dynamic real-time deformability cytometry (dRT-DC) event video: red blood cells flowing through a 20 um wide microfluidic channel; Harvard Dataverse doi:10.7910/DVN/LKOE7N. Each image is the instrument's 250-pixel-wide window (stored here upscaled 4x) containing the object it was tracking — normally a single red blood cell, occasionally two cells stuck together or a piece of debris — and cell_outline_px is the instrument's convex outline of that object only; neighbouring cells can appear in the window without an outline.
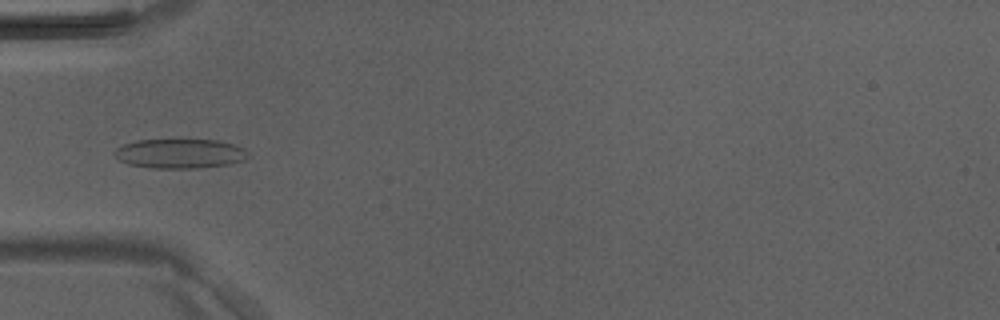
{"species": "Egyptian fruit bat (a non-hibernating species)", "species_latin": "Rousettus aegyptiacus", "temperature_condition": "room temperature", "stored_images_in_passage": 46, "camera_frame_rate_fps": 3000, "um_per_image_px": 0.085, "animal": {"sex": "male"}, "frame": {"image": 1, "passage_image": 15, "time_ms": 4.667, "image_size_px": [1000, 320], "cell_outline_px": [[248, 156], [244, 160], [228, 164], [200, 168], [152, 168], [128, 164], [120, 160], [112, 152], [116, 148], [124, 144], [136, 140], [220, 140], [244, 148], [248, 152]], "centroid_in_image_um": [15.29, 13.05], "position_along_channel_um": 69.7, "area_um2": 22.95}}
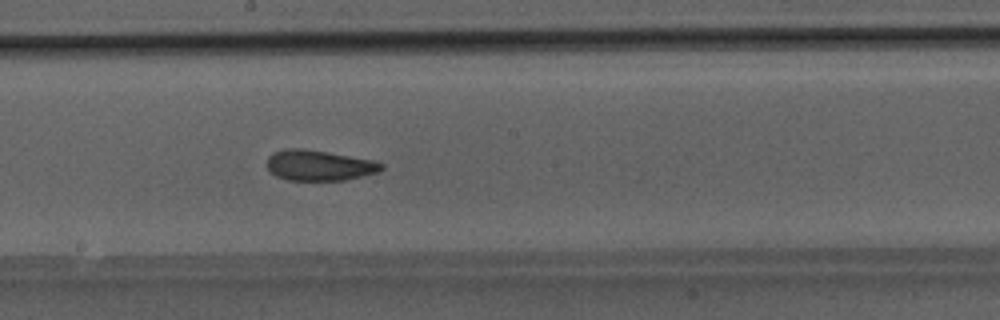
{"frame": {"image": 2, "passage_image": 25, "time_ms": 8.0, "image_size_px": [1000, 320], "cell_outline_px": [[384, 168], [380, 172], [344, 180], [288, 180], [276, 176], [268, 168], [268, 156], [272, 152], [288, 148], [300, 148], [372, 160], [384, 164]], "centroid_in_image_um": [27.13, 14.06], "position_along_channel_um": 221.1, "area_um2": 20.11}}
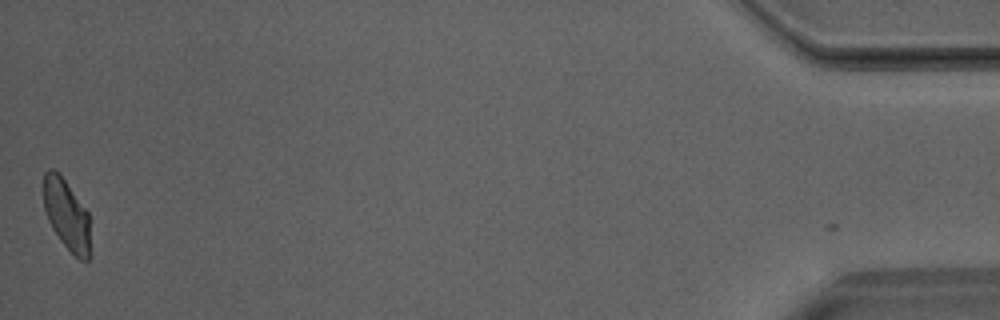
{"frame": {"image": 3, "passage_image": 45, "time_ms": 14.667, "image_size_px": [1000, 320], "cell_outline_px": [[88, 260], [80, 260], [60, 240], [52, 228], [48, 220], [44, 208], [44, 172], [48, 168], [52, 168], [64, 180], [88, 212]], "centroid_in_image_um": [5.62, 18.22], "position_along_channel_um": 429.6, "area_um2": 18.5}}